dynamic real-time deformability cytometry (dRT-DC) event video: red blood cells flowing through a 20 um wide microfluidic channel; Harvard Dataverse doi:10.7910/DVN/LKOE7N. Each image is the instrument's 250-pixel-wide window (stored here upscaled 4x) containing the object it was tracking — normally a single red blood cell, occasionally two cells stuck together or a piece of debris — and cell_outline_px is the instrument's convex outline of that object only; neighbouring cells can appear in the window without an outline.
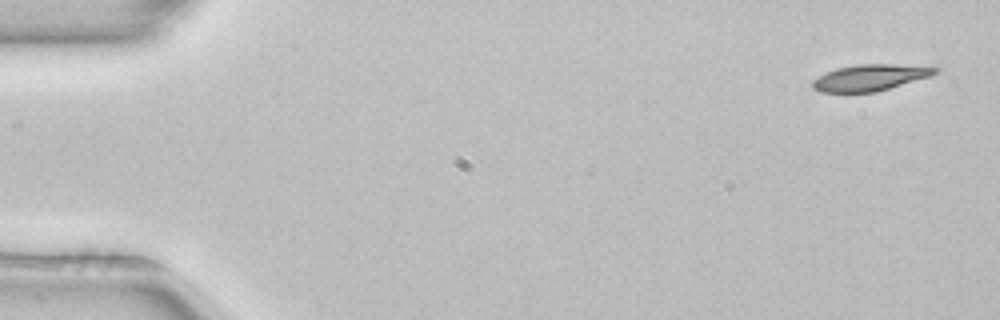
{"species": "common noctule bat (a hibernating species)", "species_latin": "Nyctalus noctula", "temperature_condition": "room temperature", "stored_images_in_passage": 4, "camera_frame_rate_fps": 3000, "um_per_image_px": 0.085, "animal": {"sex": "female", "body_mass_g": 22.7, "forearm_length_mm": 54.2}, "frame": {"image": 1, "passage_image": 1, "time_ms": 0.0, "image_size_px": [1000, 320], "cell_outline_px": [[940, 68], [932, 76], [876, 92], [820, 92], [812, 88], [812, 80], [824, 72], [836, 68], [860, 64], [892, 64]], "centroid_in_image_um": [73.92, 6.6], "position_along_channel_um": 11.1, "area_um2": 18.79}}
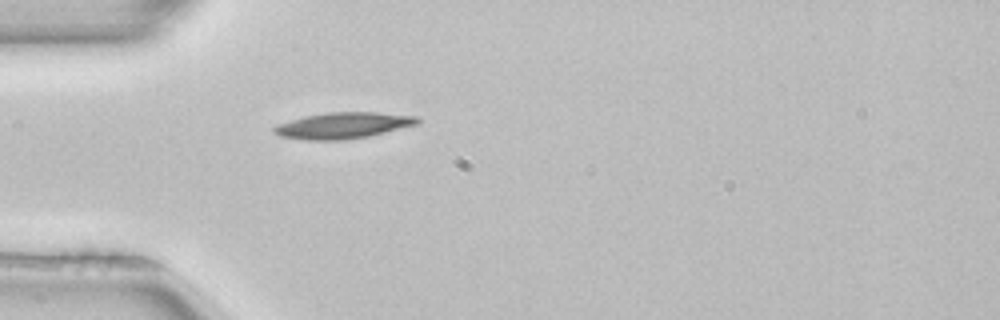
{"frame": {"image": 2, "passage_image": 4, "time_ms": 1.0, "image_size_px": [1000, 320], "cell_outline_px": [[420, 124], [368, 136], [340, 140], [308, 140], [280, 136], [272, 128], [280, 124], [304, 116], [328, 112], [376, 112], [420, 116]], "centroid_in_image_um": [29.25, 10.65], "position_along_channel_um": 55.7, "area_um2": 21.73}}